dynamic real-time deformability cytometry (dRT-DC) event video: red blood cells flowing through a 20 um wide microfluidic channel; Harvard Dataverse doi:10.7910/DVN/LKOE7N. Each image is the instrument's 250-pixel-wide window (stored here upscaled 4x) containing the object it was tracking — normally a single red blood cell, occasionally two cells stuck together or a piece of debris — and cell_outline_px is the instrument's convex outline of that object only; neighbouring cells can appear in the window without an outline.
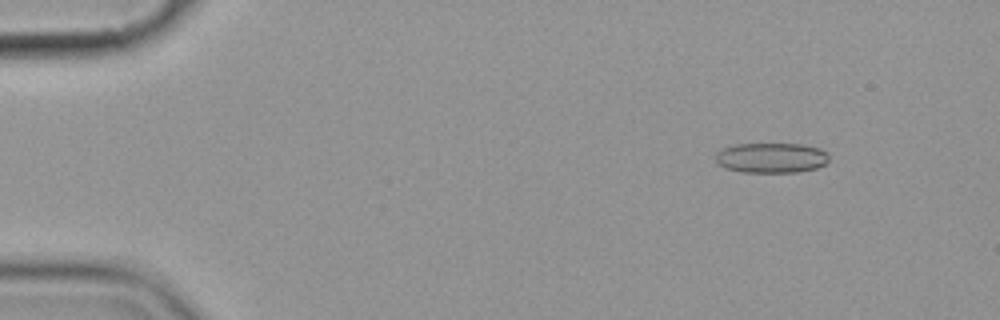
{"species": "common noctule bat (a hibernating species)", "species_latin": "Nyctalus noctula", "temperature_condition": "cold", "stored_images_in_passage": 4, "camera_frame_rate_fps": 3000, "um_per_image_px": 0.085, "animal": {"sex": "female", "body_mass_g": 19.9}, "frame": {"image": 1, "passage_image": 1, "time_ms": 0.0, "image_size_px": [1000, 320], "cell_outline_px": [[828, 160], [824, 164], [816, 168], [796, 172], [740, 172], [728, 168], [720, 164], [716, 160], [716, 152], [724, 148], [736, 144], [804, 144], [820, 148], [828, 152]], "centroid_in_image_um": [65.59, 13.4], "position_along_channel_um": 19.4, "area_um2": 19.83}}
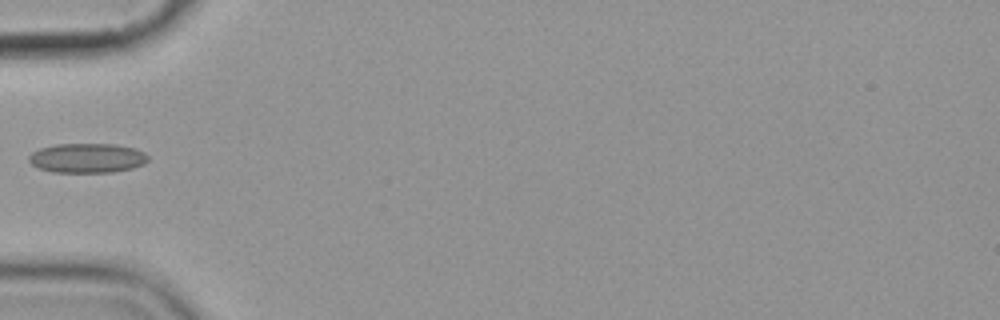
{"frame": {"image": 2, "passage_image": 4, "time_ms": 4.333, "image_size_px": [1000, 320], "cell_outline_px": [[148, 160], [144, 164], [132, 168], [112, 172], [52, 172], [36, 168], [28, 160], [28, 156], [32, 152], [40, 148], [56, 144], [116, 144], [132, 148], [144, 152], [148, 156]], "centroid_in_image_um": [7.38, 13.43], "position_along_channel_um": 77.6, "area_um2": 20.58}}